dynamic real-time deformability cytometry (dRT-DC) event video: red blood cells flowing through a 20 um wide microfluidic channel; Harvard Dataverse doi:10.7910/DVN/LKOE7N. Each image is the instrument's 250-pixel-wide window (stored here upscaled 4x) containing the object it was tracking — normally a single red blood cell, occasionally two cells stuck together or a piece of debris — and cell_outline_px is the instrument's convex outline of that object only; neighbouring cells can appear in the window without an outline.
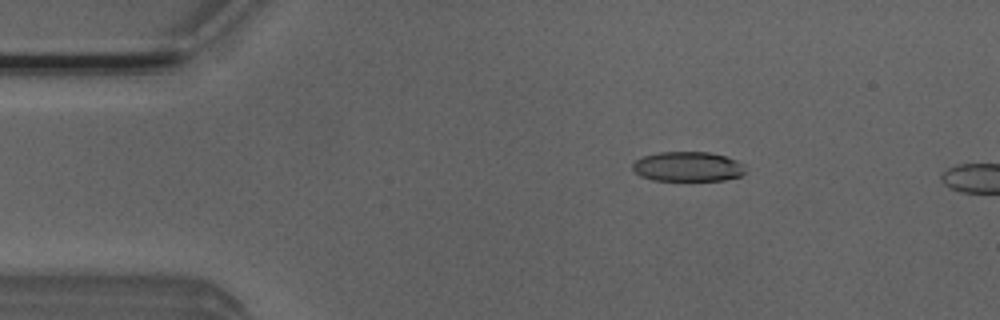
{"species": "Egyptian fruit bat (a non-hibernating species)", "species_latin": "Rousettus aegyptiacus", "temperature_condition": "room temperature", "stored_images_in_passage": 12, "camera_frame_rate_fps": 3000, "um_per_image_px": 0.085, "animal": {"sex": "male"}, "frame": {"image": 1, "passage_image": 9, "time_ms": 2.667, "image_size_px": [1000, 320], "cell_outline_px": [[744, 172], [740, 176], [724, 180], [652, 180], [640, 176], [632, 168], [632, 164], [636, 160], [644, 156], [660, 152], [708, 152], [724, 156], [736, 160], [744, 164]], "centroid_in_image_um": [58.45, 14.16], "position_along_channel_um": 26.5, "area_um2": 19.42}}